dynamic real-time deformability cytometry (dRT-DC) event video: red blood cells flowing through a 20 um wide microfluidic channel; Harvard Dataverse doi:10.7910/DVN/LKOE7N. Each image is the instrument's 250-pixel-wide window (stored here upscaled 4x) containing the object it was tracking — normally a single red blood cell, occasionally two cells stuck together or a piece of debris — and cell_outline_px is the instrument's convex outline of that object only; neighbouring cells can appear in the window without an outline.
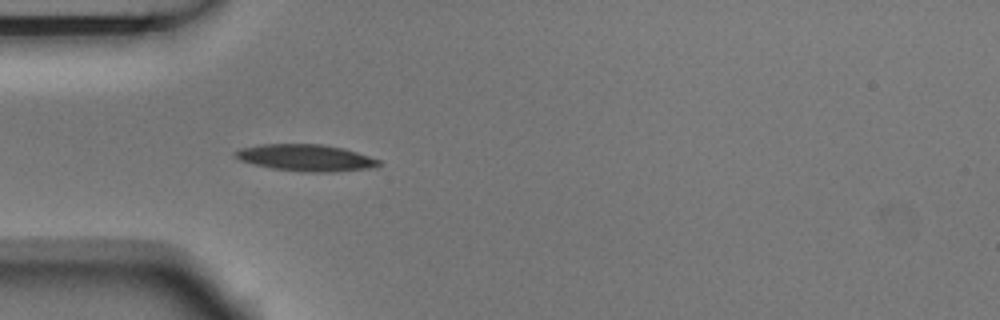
{"species": "Egyptian fruit bat (a non-hibernating species)", "species_latin": "Rousettus aegyptiacus", "temperature_condition": "room temperature", "stored_images_in_passage": 4, "camera_frame_rate_fps": 3000, "um_per_image_px": 0.085, "animal": {"sex": "male"}, "frame": {"image": 1, "passage_image": 4, "time_ms": 1.0, "image_size_px": [1000, 320], "cell_outline_px": [[380, 164], [368, 168], [332, 172], [304, 172], [272, 168], [240, 160], [232, 156], [232, 152], [240, 148], [260, 144], [320, 144], [344, 148], [380, 160]], "centroid_in_image_um": [25.93, 13.4], "position_along_channel_um": 59.1, "area_um2": 22.2}}